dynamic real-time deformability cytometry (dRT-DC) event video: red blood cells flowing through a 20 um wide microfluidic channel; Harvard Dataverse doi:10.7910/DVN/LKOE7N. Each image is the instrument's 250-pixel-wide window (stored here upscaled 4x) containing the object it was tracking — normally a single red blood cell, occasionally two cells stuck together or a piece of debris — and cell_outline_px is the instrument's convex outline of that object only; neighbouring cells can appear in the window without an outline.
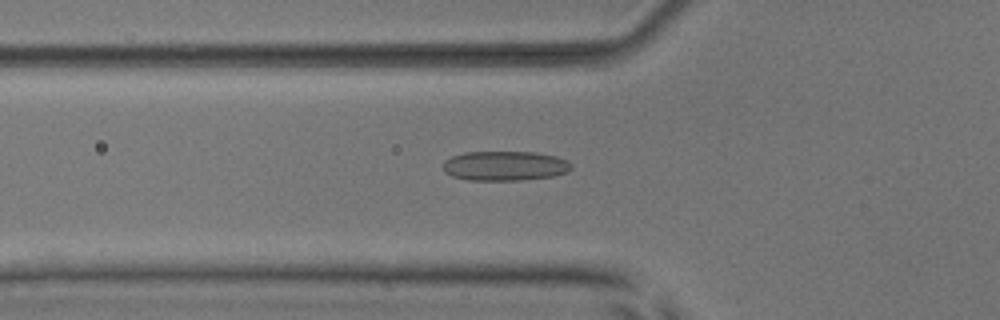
{"species": "common noctule bat (a hibernating species)", "species_latin": "Nyctalus noctula", "temperature_condition": "room temperature", "stored_images_in_passage": 53, "camera_frame_rate_fps": 3000, "um_per_image_px": 0.085, "animal": {"sex": "male", "body_mass_g": 17.9, "forearm_length_mm": 54.2}, "frame": {"image": 1, "passage_image": 19, "time_ms": 6.0, "image_size_px": [1000, 320], "cell_outline_px": [[572, 168], [568, 172], [552, 176], [520, 180], [468, 180], [452, 176], [444, 172], [444, 160], [452, 156], [464, 152], [532, 152], [556, 156], [572, 164]], "centroid_in_image_um": [42.89, 14.1], "position_along_channel_um": 82.9, "area_um2": 22.08}}
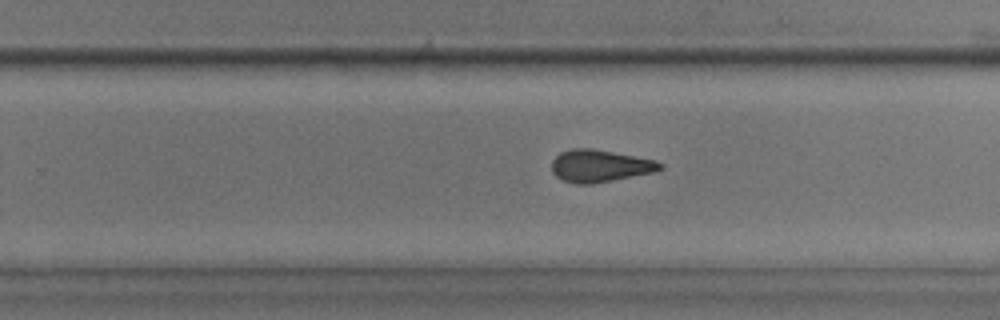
{"frame": {"image": 2, "passage_image": 34, "time_ms": 11.0, "image_size_px": [1000, 320], "cell_outline_px": [[664, 168], [656, 172], [592, 184], [576, 184], [564, 180], [556, 176], [552, 172], [552, 160], [560, 152], [572, 148], [592, 148], [656, 160], [664, 164]], "centroid_in_image_um": [51.01, 14.1], "position_along_channel_um": 278.8, "area_um2": 20.52}}
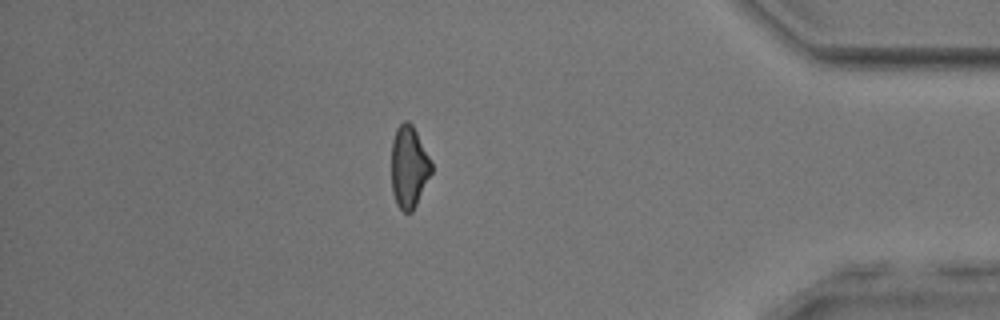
{"frame": {"image": 3, "passage_image": 46, "time_ms": 15.0, "image_size_px": [1000, 320], "cell_outline_px": [[432, 172], [412, 212], [404, 212], [396, 204], [392, 192], [392, 140], [396, 128], [404, 120], [408, 120], [412, 124], [432, 164]], "centroid_in_image_um": [34.74, 14.18], "position_along_channel_um": 400.5, "area_um2": 18.9}}